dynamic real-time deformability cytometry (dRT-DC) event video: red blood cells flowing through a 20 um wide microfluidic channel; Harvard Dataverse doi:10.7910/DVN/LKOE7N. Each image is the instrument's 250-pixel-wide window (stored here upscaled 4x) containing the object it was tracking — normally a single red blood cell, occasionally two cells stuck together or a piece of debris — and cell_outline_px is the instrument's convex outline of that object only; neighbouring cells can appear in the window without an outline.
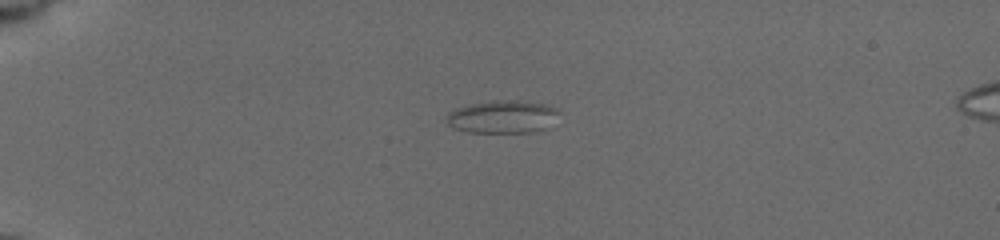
{"species": "common noctule bat (a hibernating species)", "species_latin": "Nyctalus noctula", "temperature_condition": "cold", "stored_images_in_passage": 43, "camera_frame_rate_fps": 3000, "um_per_image_px": 0.085, "animal": {"sex": "female", "body_mass_g": 19.5, "forearm_length_mm": 54.1}, "frame": {"image": 1, "passage_image": 1, "time_ms": 0.0, "image_size_px": [1000, 240], "cell_outline_px": [[560, 112], [548, 128], [528, 132], [468, 132], [456, 128], [448, 124], [448, 112], [472, 104], [544, 104], [556, 108]], "centroid_in_image_um": [42.74, 10.01], "position_along_channel_um": 42.3, "area_um2": 19.77}}
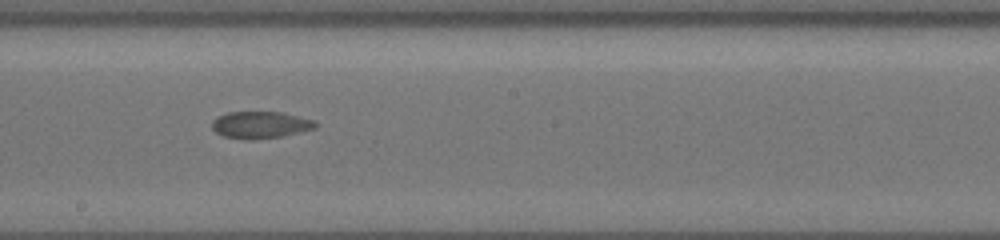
{"frame": {"image": 2, "passage_image": 20, "time_ms": 6.333, "image_size_px": [1000, 240], "cell_outline_px": [[316, 128], [280, 136], [252, 140], [224, 136], [216, 132], [212, 128], [212, 120], [228, 112], [280, 112], [312, 120], [316, 124]], "centroid_in_image_um": [22.09, 10.61], "position_along_channel_um": 226.1, "area_um2": 15.84}}
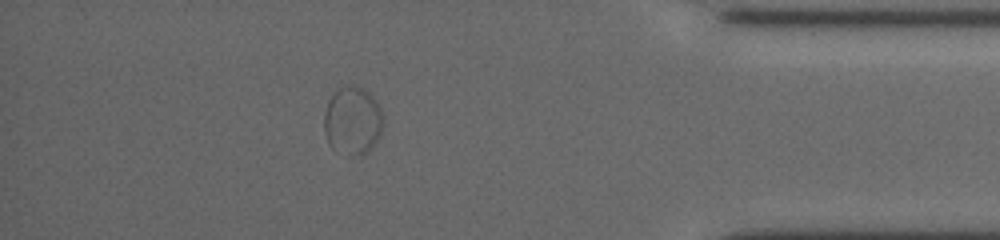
{"frame": {"image": 3, "passage_image": 37, "time_ms": 12.0, "image_size_px": [1000, 240], "cell_outline_px": [[384, 124], [376, 140], [364, 152], [356, 156], [332, 148], [328, 144], [324, 132], [324, 116], [328, 100], [340, 88], [348, 84], [364, 88], [372, 96], [380, 108], [384, 116]], "centroid_in_image_um": [29.96, 10.22], "position_along_channel_um": 405.2, "area_um2": 23.12}}